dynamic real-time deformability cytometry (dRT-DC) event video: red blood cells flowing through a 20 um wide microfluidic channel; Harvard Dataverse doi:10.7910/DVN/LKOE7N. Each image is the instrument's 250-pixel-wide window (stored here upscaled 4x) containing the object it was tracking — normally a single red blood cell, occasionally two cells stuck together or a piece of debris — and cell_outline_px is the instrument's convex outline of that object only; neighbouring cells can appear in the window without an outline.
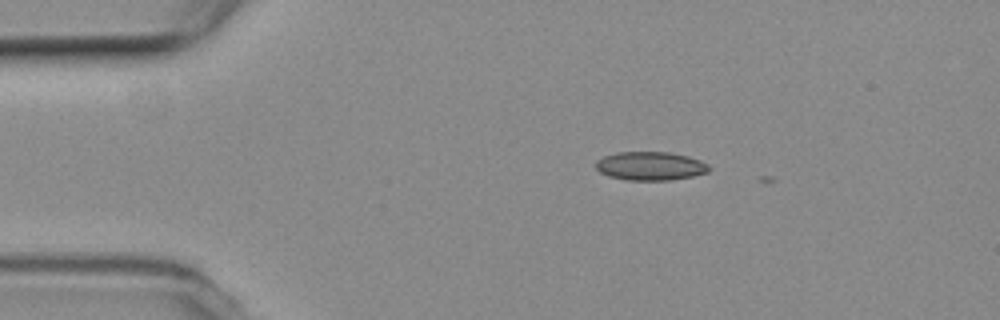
{"species": "common noctule bat (a hibernating species)", "species_latin": "Nyctalus noctula", "temperature_condition": "room temperature", "stored_images_in_passage": 6, "camera_frame_rate_fps": 3000, "um_per_image_px": 0.085, "animal": {"sex": "female", "body_mass_g": 19.3, "forearm_length_mm": 54.1}, "frame": {"image": 1, "passage_image": 1, "time_ms": 0.0, "image_size_px": [1000, 320], "cell_outline_px": [[708, 172], [692, 176], [672, 180], [628, 180], [608, 176], [600, 172], [596, 168], [596, 160], [604, 156], [616, 152], [668, 152], [688, 156], [700, 160], [708, 164]], "centroid_in_image_um": [55.26, 14.11], "position_along_channel_um": 29.7, "area_um2": 18.84}}